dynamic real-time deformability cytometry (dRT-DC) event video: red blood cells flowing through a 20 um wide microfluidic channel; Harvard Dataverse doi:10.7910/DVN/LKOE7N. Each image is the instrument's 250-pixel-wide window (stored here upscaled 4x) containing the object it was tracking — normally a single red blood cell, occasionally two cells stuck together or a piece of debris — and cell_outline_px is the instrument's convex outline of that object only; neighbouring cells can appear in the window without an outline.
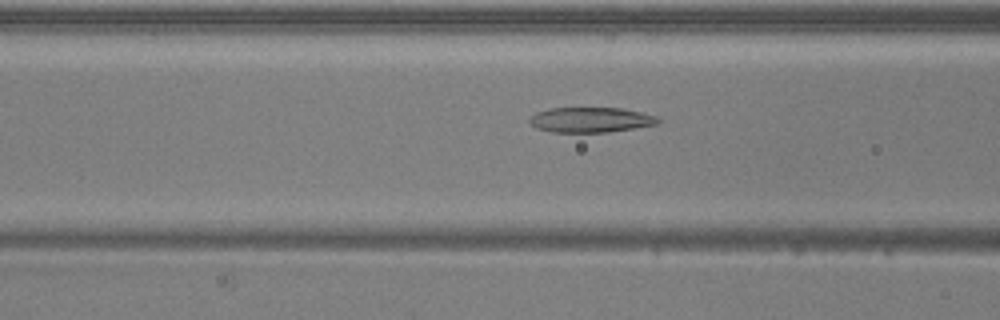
{"species": "common noctule bat (a hibernating species)", "species_latin": "Nyctalus noctula", "temperature_condition": "warm", "stored_images_in_passage": 36, "camera_frame_rate_fps": 3000, "um_per_image_px": 0.085, "animal": {"sex": "male", "body_mass_g": 20.5, "forearm_length_mm": 52.5}, "frame": {"image": 1, "passage_image": 5, "time_ms": 1.333, "image_size_px": [1000, 320], "cell_outline_px": [[660, 124], [608, 132], [552, 132], [536, 128], [528, 120], [528, 116], [536, 112], [548, 108], [620, 108], [640, 112], [656, 116], [660, 120]], "centroid_in_image_um": [50.18, 10.18], "position_along_channel_um": 116.4, "area_um2": 18.9}}
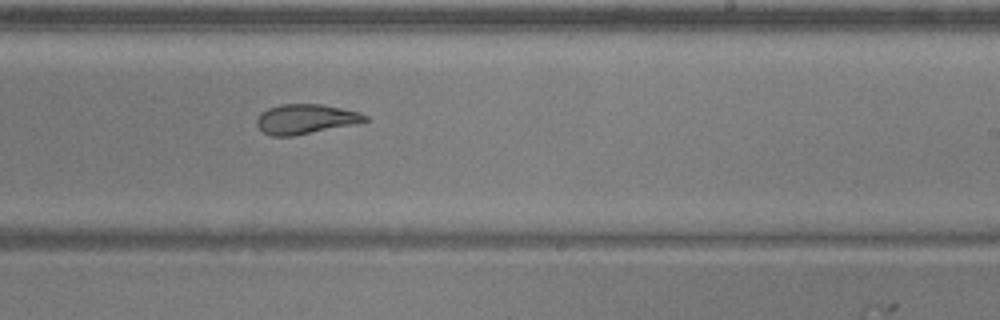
{"frame": {"image": 2, "passage_image": 16, "time_ms": 5.0, "image_size_px": [1000, 320], "cell_outline_px": [[368, 120], [352, 124], [292, 136], [272, 136], [264, 132], [256, 124], [256, 120], [260, 112], [268, 108], [280, 104], [320, 104], [360, 112], [368, 116]], "centroid_in_image_um": [25.93, 10.11], "position_along_channel_um": 263.1, "area_um2": 18.5}}
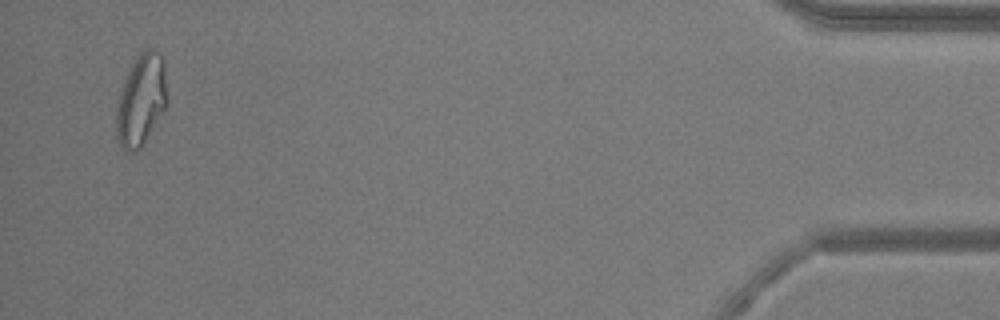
{"frame": {"image": 3, "passage_image": 34, "time_ms": 11.0, "image_size_px": [1000, 320], "cell_outline_px": [[168, 104], [164, 112], [140, 148], [132, 152], [128, 152], [120, 144], [116, 136], [116, 104], [124, 80], [136, 56], [144, 48], [152, 48], [160, 52], [164, 60], [168, 96]], "centroid_in_image_um": [12.02, 8.46], "position_along_channel_um": 423.2, "area_um2": 27.57}, "authors_computed_cell_mechanics": {"area_um2": 19.4497, "velocity_mm_per_s": 3.9941, "shape_relaxation_time_tau1_ms": 6.5265, "shape_relaxation_time_tau2_ms": 2.2819, "deformation_change_tau1": 0.2079, "deformation_change_tau2": 0.1079}}